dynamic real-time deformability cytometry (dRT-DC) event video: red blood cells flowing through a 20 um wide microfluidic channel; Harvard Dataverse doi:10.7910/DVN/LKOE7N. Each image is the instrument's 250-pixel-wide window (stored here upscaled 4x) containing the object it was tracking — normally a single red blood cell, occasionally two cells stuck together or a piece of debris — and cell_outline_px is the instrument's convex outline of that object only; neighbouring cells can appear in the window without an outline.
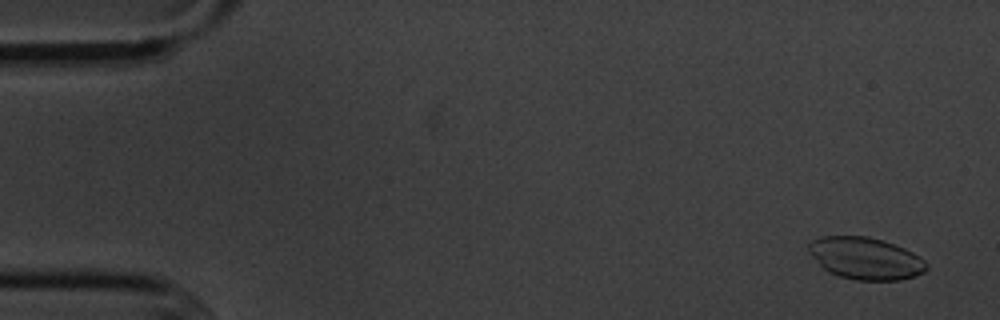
{"species": "common noctule bat (a hibernating species)", "species_latin": "Nyctalus noctula", "temperature_condition": "cold", "stored_images_in_passage": 3, "camera_frame_rate_fps": 3000, "um_per_image_px": 0.085, "animal": {"sex": "male", "body_mass_g": 20.1, "forearm_length_mm": 53.5}, "frame": {"image": 1, "passage_image": 1, "time_ms": 0.0, "image_size_px": [1000, 320], "cell_outline_px": [[928, 268], [924, 272], [916, 276], [900, 280], [856, 280], [840, 276], [828, 272], [808, 252], [808, 244], [812, 240], [820, 236], [868, 236], [884, 240], [904, 248], [920, 256], [928, 264]], "centroid_in_image_um": [73.59, 21.95], "position_along_channel_um": 11.4, "area_um2": 29.02}}